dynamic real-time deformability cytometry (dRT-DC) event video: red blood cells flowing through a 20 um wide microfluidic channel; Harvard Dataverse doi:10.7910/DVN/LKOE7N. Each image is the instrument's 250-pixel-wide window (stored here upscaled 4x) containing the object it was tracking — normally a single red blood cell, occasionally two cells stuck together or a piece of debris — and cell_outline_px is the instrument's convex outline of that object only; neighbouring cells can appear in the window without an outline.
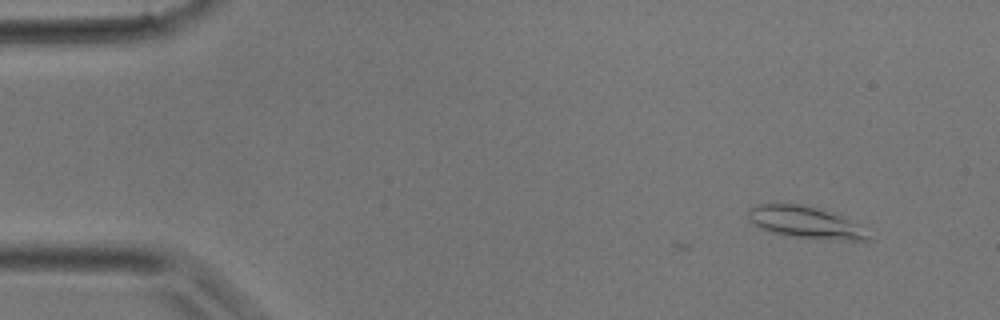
{"species": "common noctule bat (a hibernating species)", "species_latin": "Nyctalus noctula", "temperature_condition": "room temperature", "stored_images_in_passage": 2, "camera_frame_rate_fps": 3000, "um_per_image_px": 0.085, "animal": {"sex": "male", "body_mass_g": 17.9}, "frame": {"image": 1, "passage_image": 2, "time_ms": 0.333, "image_size_px": [1000, 320], "cell_outline_px": [[868, 240], [844, 240], [792, 236], [772, 232], [760, 228], [752, 224], [748, 220], [748, 208], [756, 204], [800, 204], [832, 212], [840, 216], [852, 224], [868, 236]], "centroid_in_image_um": [68.28, 18.88], "position_along_channel_um": 16.7, "area_um2": 21.39}}